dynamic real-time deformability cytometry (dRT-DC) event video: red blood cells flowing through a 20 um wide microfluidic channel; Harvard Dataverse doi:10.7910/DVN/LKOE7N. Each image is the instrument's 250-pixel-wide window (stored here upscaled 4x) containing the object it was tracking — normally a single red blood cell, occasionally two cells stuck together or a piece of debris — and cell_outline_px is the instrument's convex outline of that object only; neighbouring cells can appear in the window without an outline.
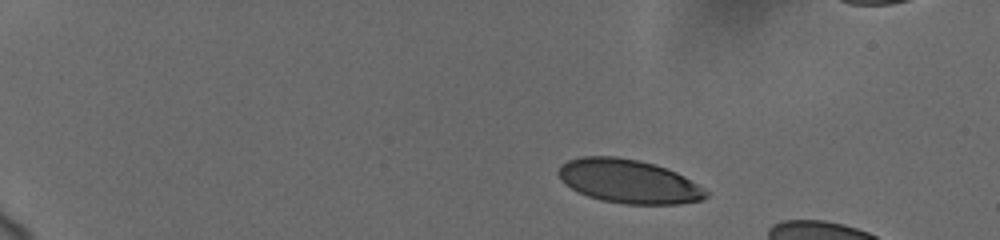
{"species": "human", "species_latin": "Homo sapiens", "temperature_condition": "cold", "stored_images_in_passage": 13, "camera_frame_rate_fps": 3000, "um_per_image_px": 0.085, "donor": {"sex": "female"}, "frame": {"image": 1, "passage_image": 1, "time_ms": 0.0, "image_size_px": [1000, 240], "cell_outline_px": [[708, 196], [704, 200], [680, 204], [624, 204], [600, 200], [588, 196], [572, 188], [556, 172], [568, 160], [580, 156], [616, 156], [640, 160], [676, 172], [684, 176], [708, 192]], "centroid_in_image_um": [53.46, 15.42], "position_along_channel_um": 31.5, "area_um2": 37.28}}
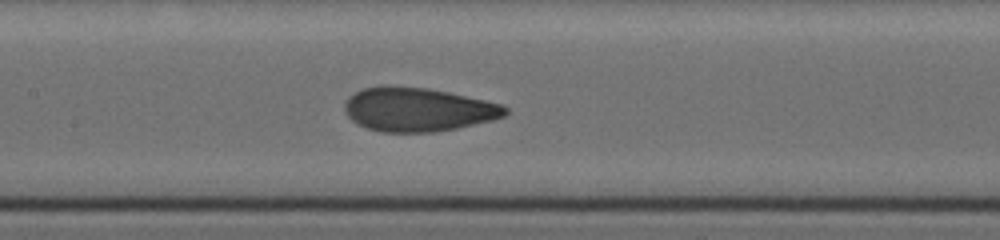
{"frame": {"image": 2, "passage_image": 10, "time_ms": 6.667, "image_size_px": [1000, 240], "cell_outline_px": [[508, 112], [504, 116], [492, 120], [456, 128], [436, 132], [380, 132], [356, 124], [344, 112], [344, 104], [348, 96], [364, 88], [380, 84], [388, 84], [428, 88], [448, 92], [504, 104], [508, 108]], "centroid_in_image_um": [35.49, 9.29], "position_along_channel_um": 171.9, "area_um2": 41.5}}
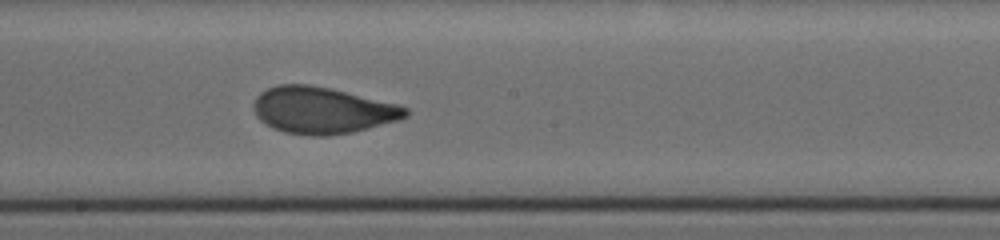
{"frame": {"image": 3, "passage_image": 13, "time_ms": 8.0, "image_size_px": [1000, 240], "cell_outline_px": [[408, 116], [396, 120], [368, 128], [352, 132], [328, 136], [312, 136], [284, 132], [272, 128], [264, 124], [256, 116], [252, 108], [256, 96], [260, 92], [276, 84], [308, 84], [332, 88], [400, 104], [408, 108]], "centroid_in_image_um": [27.37, 9.36], "position_along_channel_um": 220.8, "area_um2": 41.67}}